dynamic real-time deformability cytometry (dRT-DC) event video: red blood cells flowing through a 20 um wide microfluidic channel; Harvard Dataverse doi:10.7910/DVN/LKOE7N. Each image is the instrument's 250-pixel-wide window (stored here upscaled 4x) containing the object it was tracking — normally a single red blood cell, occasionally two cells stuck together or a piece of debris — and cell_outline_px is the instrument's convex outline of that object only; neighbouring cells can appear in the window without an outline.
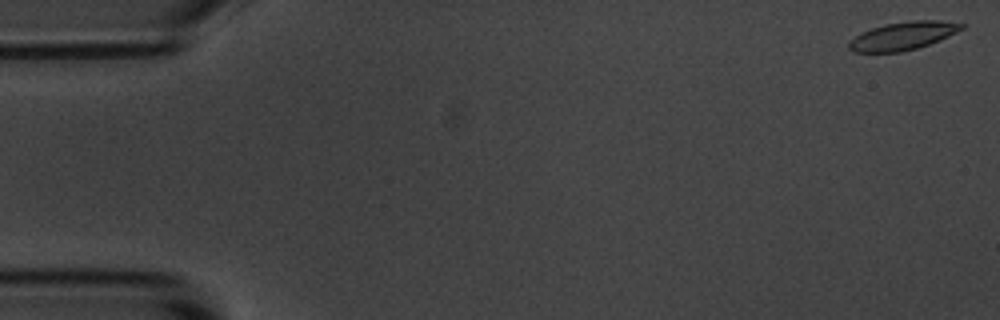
{"species": "common noctule bat (a hibernating species)", "species_latin": "Nyctalus noctula", "temperature_condition": "room temperature", "stored_images_in_passage": 7, "camera_frame_rate_fps": 3000, "um_per_image_px": 0.085, "animal": {"sex": "male", "body_mass_g": 20.1, "forearm_length_mm": 53.5}, "frame": {"image": 1, "passage_image": 1, "time_ms": 0.0, "image_size_px": [1000, 320], "cell_outline_px": [[968, 24], [964, 28], [940, 40], [916, 48], [900, 52], [852, 52], [848, 48], [848, 40], [860, 32], [884, 24], [912, 20], [940, 20]], "centroid_in_image_um": [76.73, 3.04], "position_along_channel_um": 8.3, "area_um2": 18.61}}
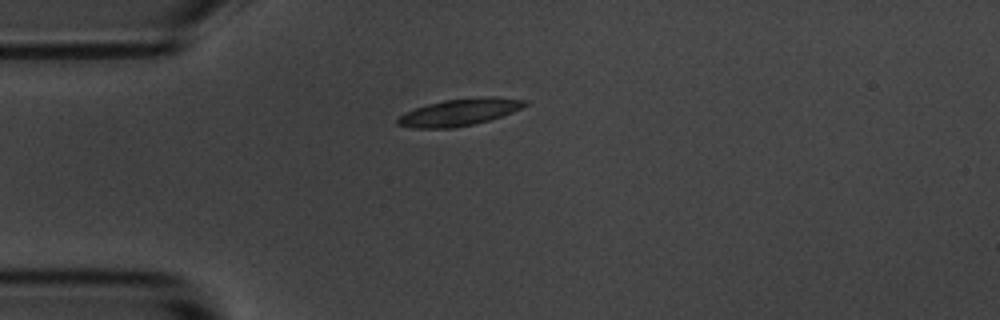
{"frame": {"image": 2, "passage_image": 5, "time_ms": 4.333, "image_size_px": [1000, 320], "cell_outline_px": [[528, 104], [512, 112], [488, 120], [472, 124], [448, 128], [412, 128], [396, 124], [396, 120], [404, 112], [428, 104], [444, 100], [480, 96], [500, 96], [528, 100]], "centroid_in_image_um": [39.07, 9.51], "position_along_channel_um": 45.9, "area_um2": 20.0}}
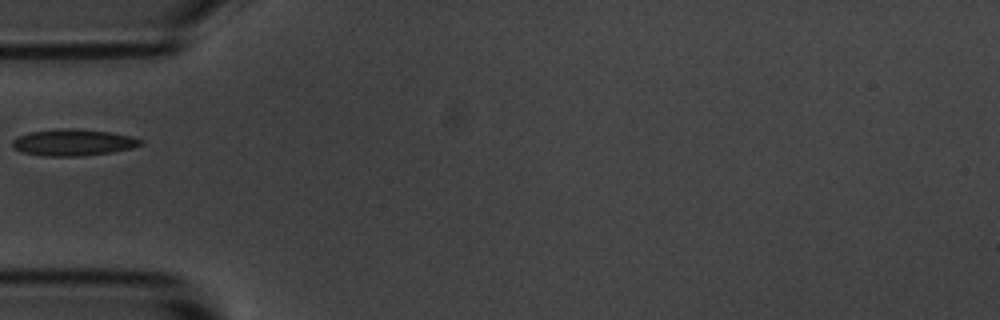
{"frame": {"image": 3, "passage_image": 6, "time_ms": 5.667, "image_size_px": [1000, 320], "cell_outline_px": [[144, 144], [132, 148], [112, 152], [80, 156], [40, 156], [20, 152], [12, 148], [12, 140], [16, 136], [28, 132], [56, 128], [76, 128], [112, 132], [132, 136], [144, 140]], "centroid_in_image_um": [6.2, 12.1], "position_along_channel_um": 78.8, "area_um2": 20.4}}